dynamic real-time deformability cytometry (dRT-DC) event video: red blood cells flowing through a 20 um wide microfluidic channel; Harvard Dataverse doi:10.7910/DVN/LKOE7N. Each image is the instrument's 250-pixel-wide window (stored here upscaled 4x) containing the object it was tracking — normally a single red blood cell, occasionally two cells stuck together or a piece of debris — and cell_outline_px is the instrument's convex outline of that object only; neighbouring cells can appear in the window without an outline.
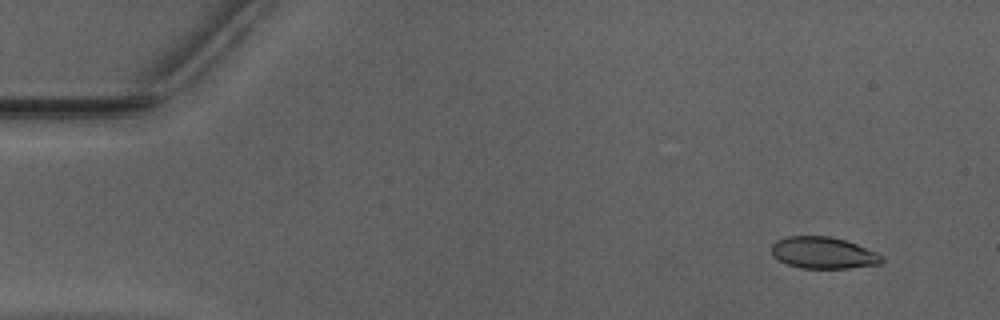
{"species": "Egyptian fruit bat (a non-hibernating species)", "species_latin": "Rousettus aegyptiacus", "temperature_condition": "warm", "stored_images_in_passage": 52, "camera_frame_rate_fps": 3000, "um_per_image_px": 0.085, "animal": {"sex": "male"}, "frame": {"image": 1, "passage_image": 4, "time_ms": 1.0, "image_size_px": [1000, 320], "cell_outline_px": [[884, 260], [880, 264], [848, 268], [800, 268], [788, 264], [780, 260], [772, 252], [772, 244], [776, 240], [788, 236], [828, 236], [844, 240], [856, 244], [876, 252]], "centroid_in_image_um": [69.98, 21.49], "position_along_channel_um": 15.0, "area_um2": 20.06}}
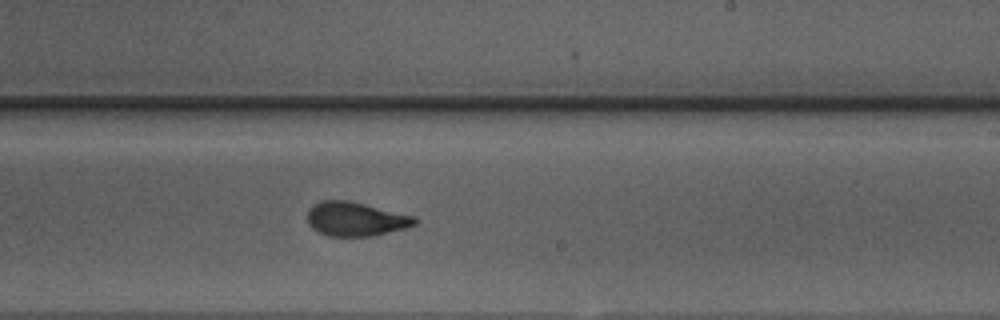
{"frame": {"image": 2, "passage_image": 31, "time_ms": 10.0, "image_size_px": [1000, 320], "cell_outline_px": [[420, 220], [416, 224], [404, 228], [372, 236], [328, 236], [312, 228], [308, 224], [308, 212], [320, 200], [348, 200], [416, 216]], "centroid_in_image_um": [30.27, 18.61], "position_along_channel_um": 258.7, "area_um2": 21.21}}
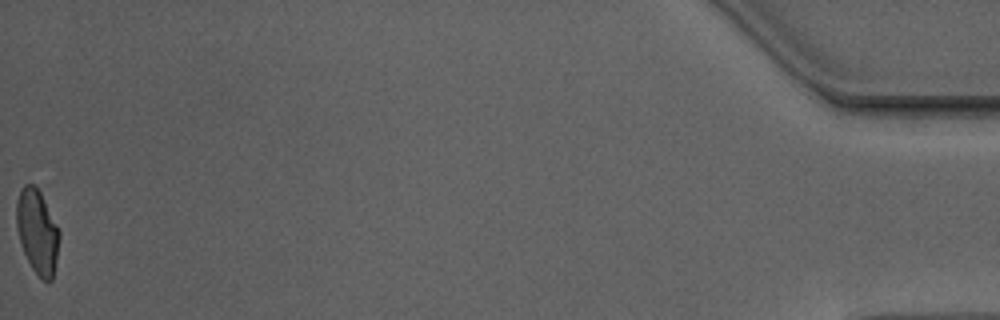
{"frame": {"image": 3, "passage_image": 52, "time_ms": 17.0, "image_size_px": [1000, 320], "cell_outline_px": [[60, 236], [56, 260], [52, 280], [48, 284], [32, 268], [20, 244], [16, 224], [16, 200], [20, 188], [24, 184], [32, 184], [40, 192], [60, 232]], "centroid_in_image_um": [3.15, 19.68], "position_along_channel_um": 432.0, "area_um2": 20.87}, "authors_computed_cell_mechanics": {"area_um2": 21.386, "velocity_mm_per_s": 3.9634, "shape_relaxation_time_tau1_ms": 8.5813, "shape_relaxation_time_tau2_ms": 1.1529, "deformation_change_tau1": 0.2243, "deformation_change_tau2": 0.0758}}